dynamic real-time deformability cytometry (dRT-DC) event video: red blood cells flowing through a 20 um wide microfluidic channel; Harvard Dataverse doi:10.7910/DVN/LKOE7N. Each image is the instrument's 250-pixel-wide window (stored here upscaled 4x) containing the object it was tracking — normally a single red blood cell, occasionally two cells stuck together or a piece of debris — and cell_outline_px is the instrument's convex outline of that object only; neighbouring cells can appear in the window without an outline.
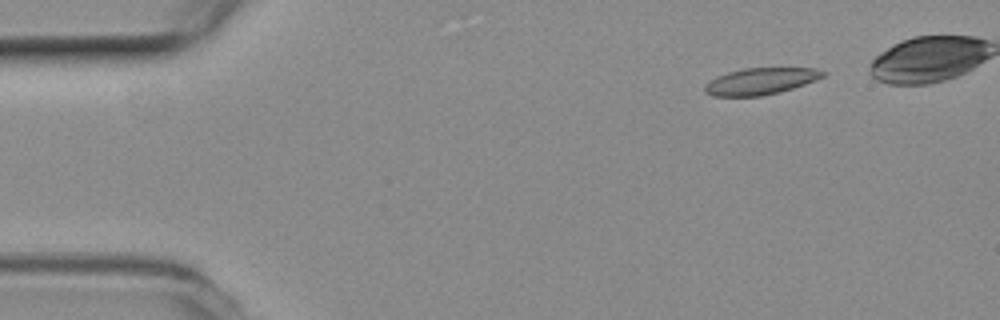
{"species": "common noctule bat (a hibernating species)", "species_latin": "Nyctalus noctula", "temperature_condition": "room temperature", "stored_images_in_passage": 42, "camera_frame_rate_fps": 3000, "um_per_image_px": 0.085, "animal": {"sex": "female", "body_mass_g": 19.3, "forearm_length_mm": 54.1}, "frame": {"image": 1, "passage_image": 1, "time_ms": 0.0, "image_size_px": [1000, 320], "cell_outline_px": [[828, 72], [824, 76], [816, 80], [792, 88], [760, 96], [712, 96], [704, 92], [704, 84], [716, 76], [728, 72], [744, 68], [816, 68]], "centroid_in_image_um": [64.63, 6.89], "position_along_channel_um": 20.4, "area_um2": 18.32}}
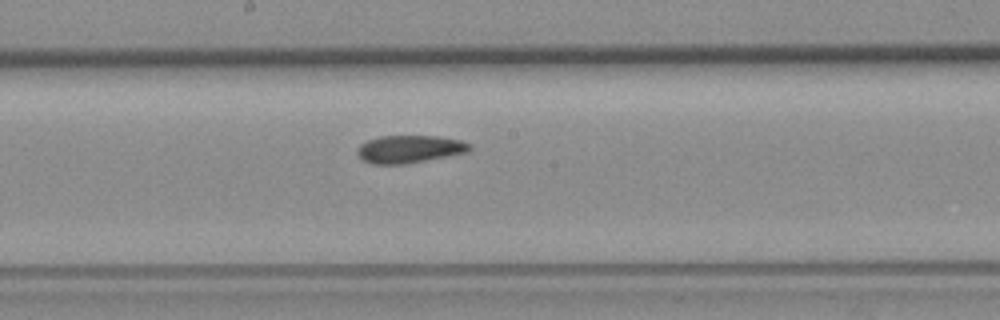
{"frame": {"image": 2, "passage_image": 23, "time_ms": 7.333, "image_size_px": [1000, 320], "cell_outline_px": [[472, 148], [468, 152], [448, 156], [404, 164], [372, 164], [360, 160], [356, 152], [360, 144], [368, 140], [380, 136], [440, 136], [460, 140], [468, 144]], "centroid_in_image_um": [34.76, 12.68], "position_along_channel_um": 213.4, "area_um2": 18.15}}
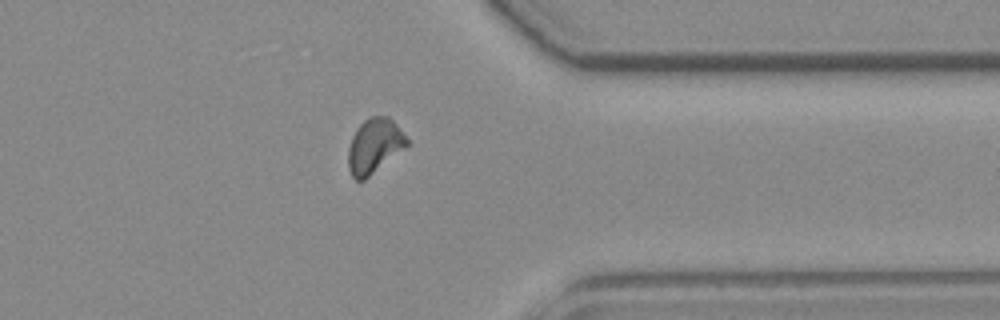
{"frame": {"image": 3, "passage_image": 37, "time_ms": 12.0, "image_size_px": [1000, 320], "cell_outline_px": [[408, 144], [364, 180], [356, 180], [352, 176], [348, 168], [348, 148], [352, 136], [356, 128], [368, 116], [388, 116], [392, 120], [408, 140]], "centroid_in_image_um": [31.77, 12.38], "position_along_channel_um": 379.6, "area_um2": 18.32}, "authors_computed_cell_mechanics": {"area_um2": 18.4382, "velocity_mm_per_s": 3.7722, "shape_relaxation_time_tau1_ms": null, "shape_relaxation_time_tau2_ms": 4.3162, "deformation_change_tau1": null, "deformation_change_tau2": 0.0967}}